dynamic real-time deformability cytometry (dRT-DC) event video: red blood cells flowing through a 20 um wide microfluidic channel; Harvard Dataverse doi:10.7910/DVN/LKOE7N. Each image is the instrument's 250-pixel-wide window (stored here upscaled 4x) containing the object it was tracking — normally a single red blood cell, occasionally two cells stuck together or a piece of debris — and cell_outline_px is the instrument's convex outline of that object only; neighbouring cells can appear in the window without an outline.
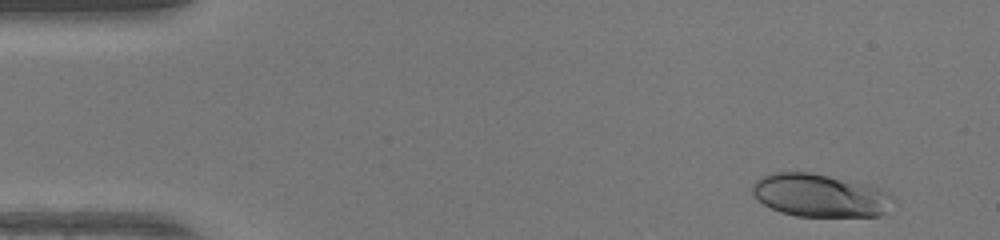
{"species": "human", "species_latin": "Homo sapiens", "temperature_condition": "warm", "stored_images_in_passage": 47, "camera_frame_rate_fps": 3000, "um_per_image_px": 0.085, "donor": {"sex": "female"}, "frame": {"image": 1, "passage_image": 3, "time_ms": 0.667, "image_size_px": [1000, 240], "cell_outline_px": [[892, 196], [884, 212], [880, 216], [796, 216], [780, 212], [756, 200], [752, 192], [752, 184], [760, 176], [772, 172], [812, 172], [868, 184], [880, 188], [888, 192]], "centroid_in_image_um": [69.63, 16.59], "position_along_channel_um": 15.4, "area_um2": 35.26}}
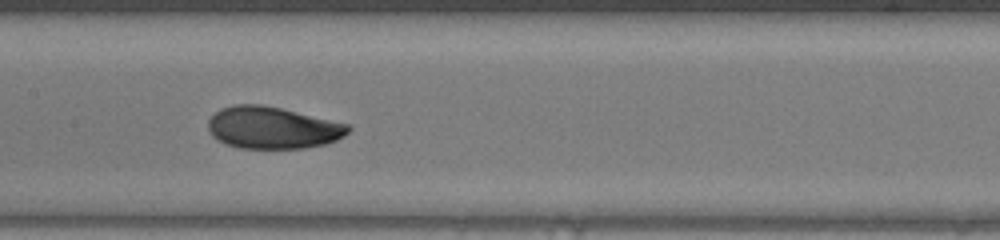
{"frame": {"image": 2, "passage_image": 23, "time_ms": 7.333, "image_size_px": [1000, 240], "cell_outline_px": [[352, 128], [344, 136], [336, 140], [324, 144], [304, 148], [240, 148], [224, 144], [216, 140], [212, 136], [208, 128], [208, 120], [220, 108], [232, 104], [260, 104], [280, 108], [348, 124]], "centroid_in_image_um": [23.13, 10.86], "position_along_channel_um": 184.3, "area_um2": 34.28}}
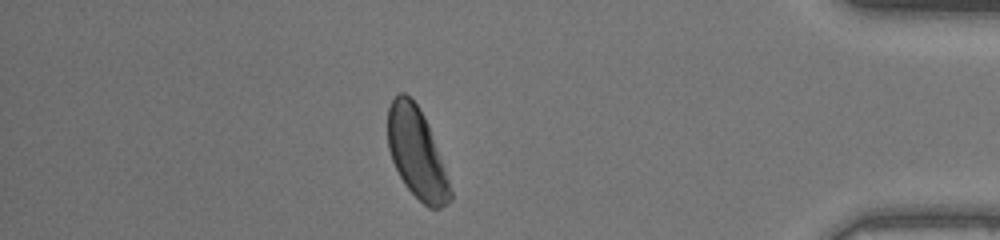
{"frame": {"image": 3, "passage_image": 41, "time_ms": 13.333, "image_size_px": [1000, 240], "cell_outline_px": [[452, 200], [448, 204], [440, 208], [428, 208], [404, 184], [392, 160], [388, 148], [388, 108], [392, 100], [400, 92], [404, 92], [416, 104], [424, 116], [428, 124], [448, 180], [452, 192]], "centroid_in_image_um": [35.41, 13.03], "position_along_channel_um": 399.8, "area_um2": 32.25}, "authors_computed_cell_mechanics": {"area_um2": 33.6974, "velocity_mm_per_s": 4.2745, "shape_relaxation_time_tau1_ms": 3.6861, "shape_relaxation_time_tau2_ms": null, "deformation_change_tau1": 0.1357, "deformation_change_tau2": null}}